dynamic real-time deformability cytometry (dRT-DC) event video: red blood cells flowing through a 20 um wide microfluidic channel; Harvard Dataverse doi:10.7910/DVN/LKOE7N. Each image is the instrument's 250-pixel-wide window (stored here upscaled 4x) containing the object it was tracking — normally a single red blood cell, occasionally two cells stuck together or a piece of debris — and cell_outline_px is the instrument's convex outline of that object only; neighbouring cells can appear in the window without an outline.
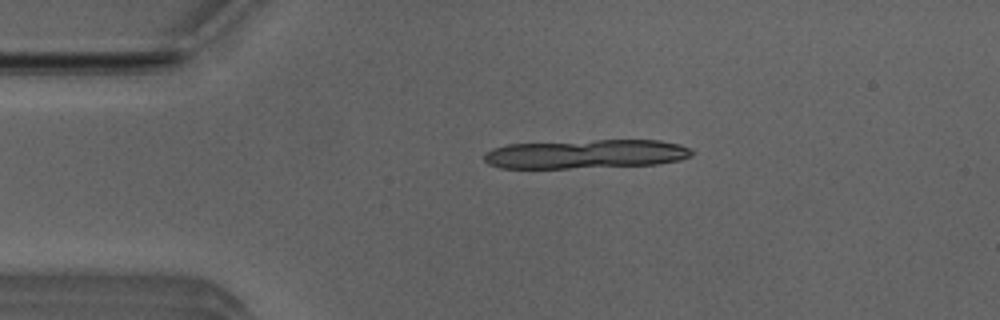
{"species": "Egyptian fruit bat (a non-hibernating species)", "species_latin": "Rousettus aegyptiacus", "temperature_condition": "room temperature", "stored_images_in_passage": 17, "camera_frame_rate_fps": 3000, "um_per_image_px": 0.085, "animal": {"sex": "male"}, "frame": {"image": 1, "passage_image": 10, "time_ms": 3.0, "image_size_px": [1000, 320], "cell_outline_px": [[692, 156], [680, 160], [656, 164], [568, 168], [500, 168], [488, 164], [484, 160], [484, 152], [492, 148], [508, 144], [596, 140], [660, 140], [680, 144], [688, 148], [692, 152]], "centroid_in_image_um": [49.77, 13.09], "position_along_channel_um": 35.2, "area_um2": 35.08}}